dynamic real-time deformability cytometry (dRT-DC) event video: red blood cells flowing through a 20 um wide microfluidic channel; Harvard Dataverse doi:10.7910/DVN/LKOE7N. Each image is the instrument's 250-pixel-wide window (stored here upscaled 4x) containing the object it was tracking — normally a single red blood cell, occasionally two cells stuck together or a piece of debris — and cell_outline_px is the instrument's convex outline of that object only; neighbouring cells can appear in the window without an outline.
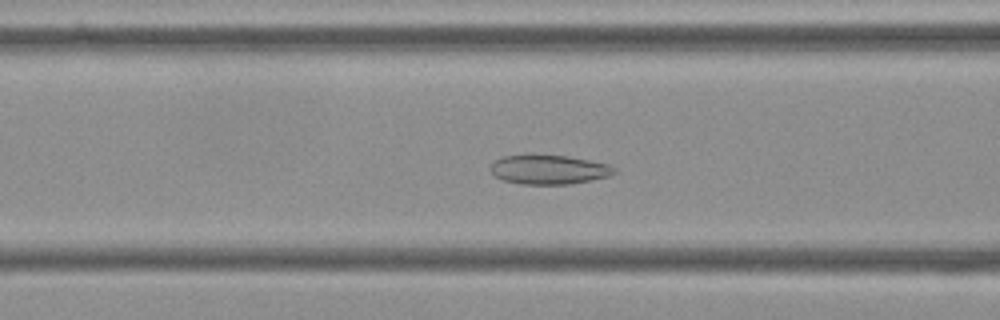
{"species": "Egyptian fruit bat (a non-hibernating species)", "species_latin": "Rousettus aegyptiacus", "temperature_condition": "cold", "stored_images_in_passage": 57, "camera_frame_rate_fps": 3000, "um_per_image_px": 0.085, "frame": {"image": 1, "passage_image": 22, "time_ms": 7.0, "image_size_px": [1000, 320], "cell_outline_px": [[616, 172], [608, 176], [592, 180], [568, 184], [520, 184], [504, 180], [496, 176], [488, 168], [496, 160], [504, 156], [528, 152], [568, 156], [608, 164], [616, 168]], "centroid_in_image_um": [46.62, 14.37], "position_along_channel_um": 120.0, "area_um2": 21.62}}
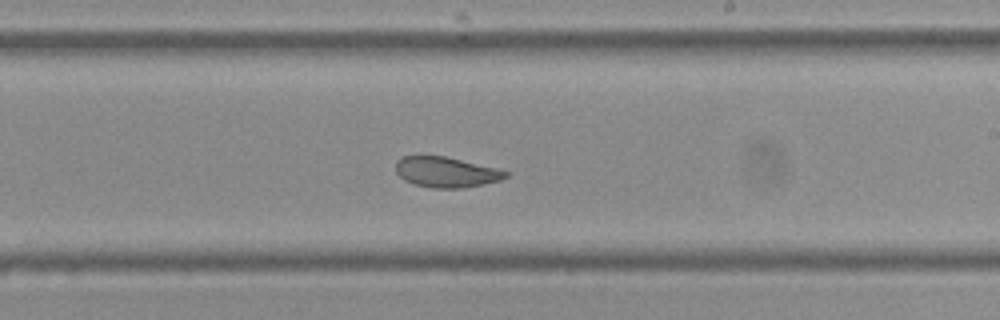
{"frame": {"image": 2, "passage_image": 33, "time_ms": 10.667, "image_size_px": [1000, 320], "cell_outline_px": [[508, 176], [500, 180], [464, 188], [432, 188], [416, 184], [404, 180], [396, 172], [396, 160], [400, 156], [444, 156], [496, 168], [508, 172]], "centroid_in_image_um": [37.89, 14.63], "position_along_channel_um": 251.1, "area_um2": 19.31}}
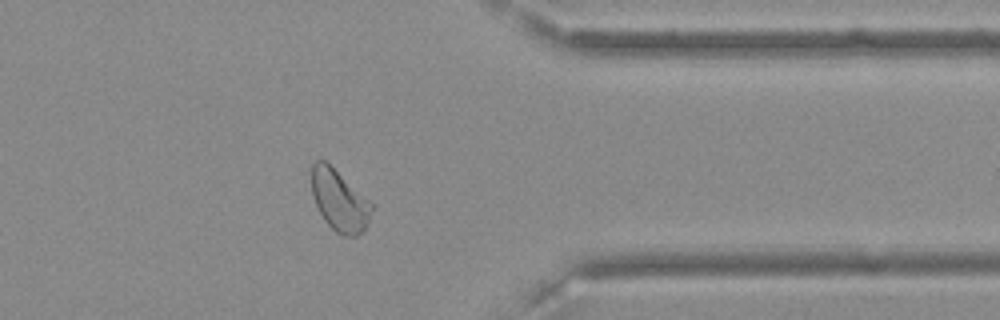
{"frame": {"image": 3, "passage_image": 45, "time_ms": 14.667, "image_size_px": [1000, 320], "cell_outline_px": [[372, 208], [368, 224], [356, 236], [344, 236], [336, 232], [324, 220], [312, 196], [312, 164], [316, 160], [324, 160], [368, 200], [372, 204]], "centroid_in_image_um": [28.82, 17.06], "position_along_channel_um": 382.6, "area_um2": 20.81}, "authors_computed_cell_mechanics": {"area_um2": 23.6402, "velocity_mm_per_s": 3.5816, "shape_relaxation_time_tau1_ms": null, "shape_relaxation_time_tau2_ms": 1.9158, "deformation_change_tau1": null, "deformation_change_tau2": 0.0743}}